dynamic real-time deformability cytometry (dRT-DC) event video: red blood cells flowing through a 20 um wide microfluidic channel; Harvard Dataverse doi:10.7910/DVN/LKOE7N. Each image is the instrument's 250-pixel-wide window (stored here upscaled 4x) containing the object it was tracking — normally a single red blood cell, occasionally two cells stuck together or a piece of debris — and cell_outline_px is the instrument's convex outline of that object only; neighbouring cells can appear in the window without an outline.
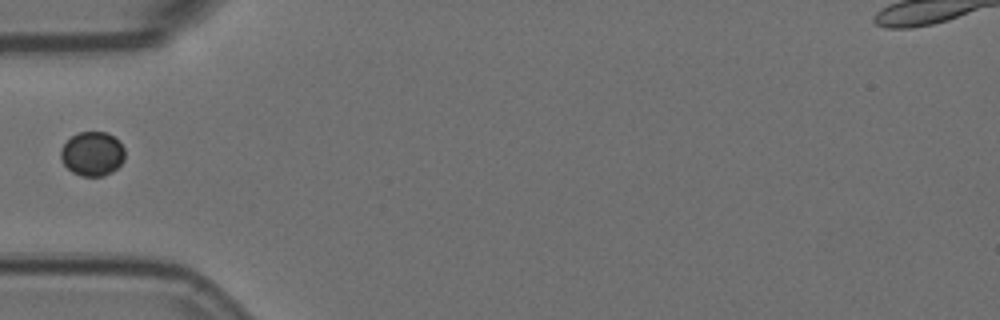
{"species": "Egyptian fruit bat (a non-hibernating species)", "species_latin": "Rousettus aegyptiacus", "temperature_condition": "room temperature", "stored_images_in_passage": 6, "camera_frame_rate_fps": 3000, "um_per_image_px": 0.085, "animal": {"sex": "female"}, "frame": {"image": 1, "passage_image": 6, "time_ms": 1.667, "image_size_px": [1000, 320], "cell_outline_px": [[124, 160], [112, 172], [104, 176], [80, 176], [72, 172], [64, 164], [60, 156], [60, 152], [64, 144], [72, 136], [80, 132], [108, 132], [120, 140], [124, 148]], "centroid_in_image_um": [7.87, 13.07], "position_along_channel_um": 77.1, "area_um2": 16.59}}